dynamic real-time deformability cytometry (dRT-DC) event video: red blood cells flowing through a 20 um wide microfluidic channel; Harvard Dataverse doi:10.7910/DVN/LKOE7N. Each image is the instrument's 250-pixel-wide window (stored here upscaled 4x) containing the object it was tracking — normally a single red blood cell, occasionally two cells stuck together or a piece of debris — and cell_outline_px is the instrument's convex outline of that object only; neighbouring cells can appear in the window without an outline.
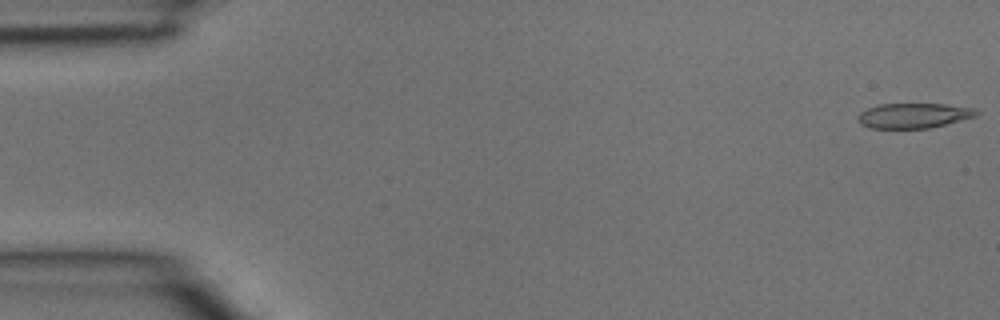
{"species": "common noctule bat (a hibernating species)", "species_latin": "Nyctalus noctula", "temperature_condition": "room temperature", "stored_images_in_passage": 5, "segment_of_instrument_passage": [1, 2], "camera_frame_rate_fps": 3000, "um_per_image_px": 0.085, "animal": {"sex": "male", "body_mass_g": 15.6}, "frame": {"image": 1, "passage_image": 1, "time_ms": 0.0, "image_size_px": [1000, 320], "cell_outline_px": [[980, 112], [976, 116], [928, 128], [868, 128], [860, 124], [856, 120], [856, 116], [860, 112], [868, 108], [880, 104], [944, 104], [976, 108]], "centroid_in_image_um": [77.62, 9.82], "position_along_channel_um": 7.4, "area_um2": 17.28}}